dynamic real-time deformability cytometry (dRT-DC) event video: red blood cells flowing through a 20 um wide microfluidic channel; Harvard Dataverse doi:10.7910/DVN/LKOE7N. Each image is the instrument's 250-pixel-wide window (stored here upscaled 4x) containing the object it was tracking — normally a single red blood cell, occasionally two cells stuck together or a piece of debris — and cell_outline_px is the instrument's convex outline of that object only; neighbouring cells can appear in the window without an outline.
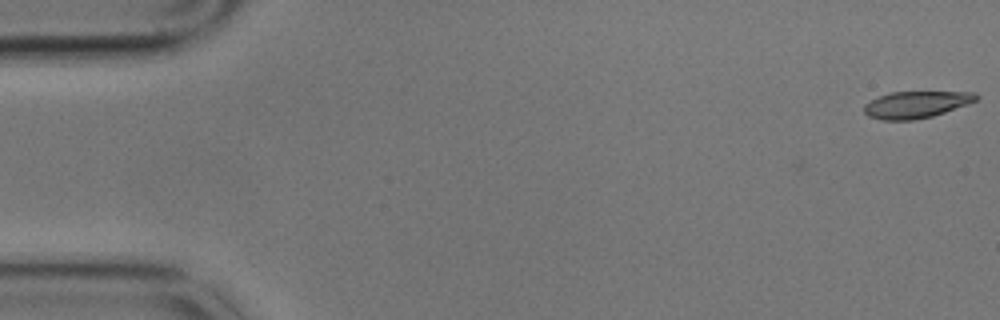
{"species": "common noctule bat (a hibernating species)", "species_latin": "Nyctalus noctula", "temperature_condition": "cold", "stored_images_in_passage": 45, "camera_frame_rate_fps": 3000, "um_per_image_px": 0.085, "animal": {"sex": "male", "body_mass_g": 17.9}, "frame": {"image": 1, "passage_image": 1, "time_ms": 0.0, "image_size_px": [1000, 320], "cell_outline_px": [[980, 96], [976, 100], [968, 104], [932, 116], [912, 120], [884, 120], [868, 116], [864, 112], [864, 104], [880, 96], [892, 92], [976, 92]], "centroid_in_image_um": [77.88, 8.88], "position_along_channel_um": 7.1, "area_um2": 17.34}}
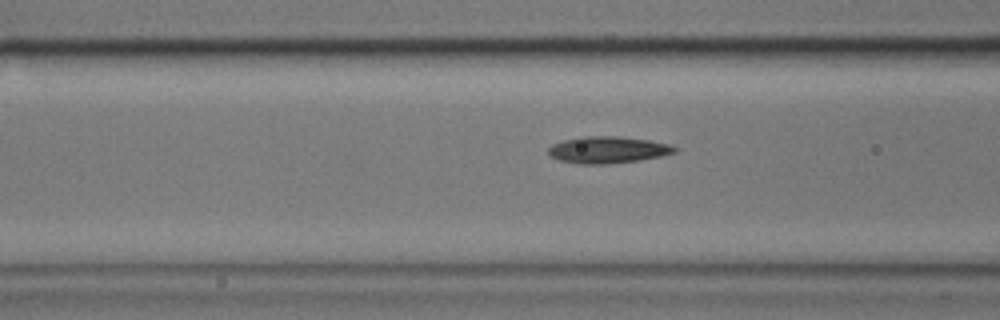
{"frame": {"image": 2, "passage_image": 22, "time_ms": 7.0, "image_size_px": [1000, 320], "cell_outline_px": [[676, 152], [660, 156], [640, 160], [608, 164], [580, 164], [560, 160], [548, 156], [548, 148], [552, 144], [564, 140], [584, 136], [620, 136], [648, 140], [668, 144], [676, 148]], "centroid_in_image_um": [51.62, 12.74], "position_along_channel_um": 115.0, "area_um2": 19.65}}
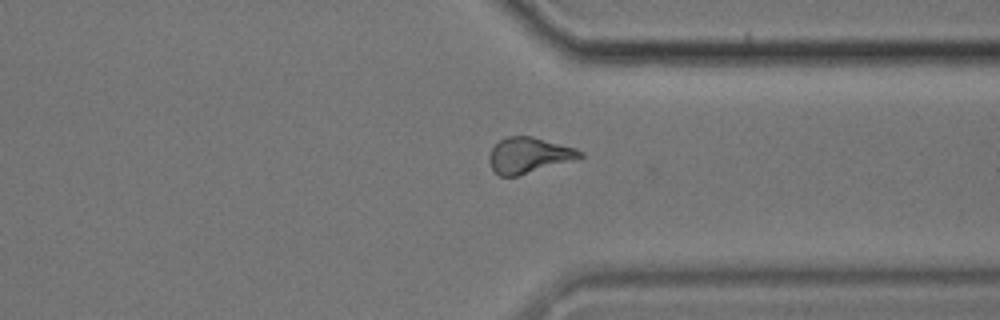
{"frame": {"image": 3, "passage_image": 44, "time_ms": 14.333, "image_size_px": [1000, 320], "cell_outline_px": [[584, 156], [572, 160], [516, 176], [500, 176], [492, 168], [488, 160], [488, 156], [492, 148], [500, 140], [508, 136], [532, 136], [576, 148], [584, 152]], "centroid_in_image_um": [44.94, 13.18], "position_along_channel_um": 366.5, "area_um2": 18.61}, "authors_computed_cell_mechanics": {"area_um2": 18.5538, "velocity_mm_per_s": 3.4372, "shape_relaxation_time_tau1_ms": 3.1382, "shape_relaxation_time_tau2_ms": 3.3133, "deformation_change_tau1": 0.1216, "deformation_change_tau2": 0.0913}}